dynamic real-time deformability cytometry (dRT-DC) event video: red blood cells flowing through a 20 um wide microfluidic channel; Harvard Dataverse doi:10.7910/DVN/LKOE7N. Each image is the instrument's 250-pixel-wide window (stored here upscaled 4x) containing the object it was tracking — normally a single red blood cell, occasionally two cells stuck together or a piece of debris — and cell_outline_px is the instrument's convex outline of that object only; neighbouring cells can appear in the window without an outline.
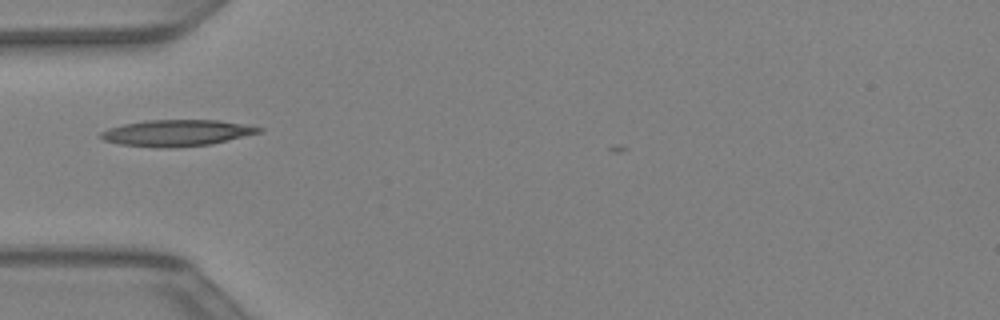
{"species": "Egyptian fruit bat (a non-hibernating species)", "species_latin": "Rousettus aegyptiacus", "temperature_condition": "warm", "stored_images_in_passage": 27, "camera_frame_rate_fps": 3000, "um_per_image_px": 0.085, "animal": {"sex": "female"}, "frame": {"image": 1, "passage_image": 2, "time_ms": 0.333, "image_size_px": [1000, 320], "cell_outline_px": [[264, 128], [260, 132], [212, 144], [160, 148], [156, 148], [120, 144], [104, 140], [100, 136], [100, 132], [108, 128], [124, 124], [144, 120], [220, 120], [252, 124]], "centroid_in_image_um": [15.06, 11.29], "position_along_channel_um": 69.9, "area_um2": 24.39}}
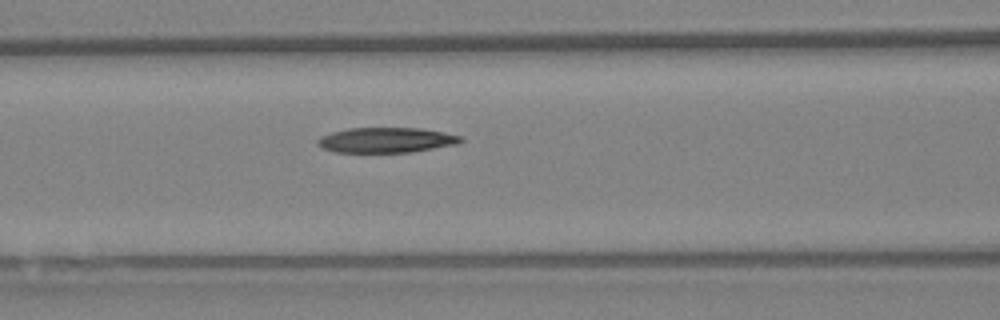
{"frame": {"image": 2, "passage_image": 6, "time_ms": 1.667, "image_size_px": [1000, 320], "cell_outline_px": [[464, 140], [456, 144], [412, 152], [336, 152], [324, 148], [316, 144], [316, 140], [320, 136], [332, 132], [348, 128], [420, 128], [464, 136]], "centroid_in_image_um": [32.83, 11.9], "position_along_channel_um": 133.8, "area_um2": 20.98}}
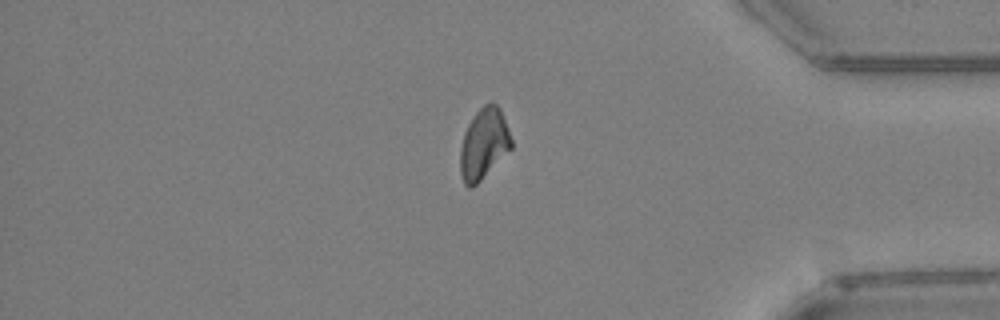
{"frame": {"image": 3, "passage_image": 24, "time_ms": 7.667, "image_size_px": [1000, 320], "cell_outline_px": [[512, 148], [472, 188], [468, 188], [464, 184], [460, 176], [460, 148], [464, 132], [468, 124], [476, 112], [484, 104], [492, 100], [500, 108], [508, 128], [512, 140]], "centroid_in_image_um": [41.11, 12.21], "position_along_channel_um": 394.1, "area_um2": 21.15}}